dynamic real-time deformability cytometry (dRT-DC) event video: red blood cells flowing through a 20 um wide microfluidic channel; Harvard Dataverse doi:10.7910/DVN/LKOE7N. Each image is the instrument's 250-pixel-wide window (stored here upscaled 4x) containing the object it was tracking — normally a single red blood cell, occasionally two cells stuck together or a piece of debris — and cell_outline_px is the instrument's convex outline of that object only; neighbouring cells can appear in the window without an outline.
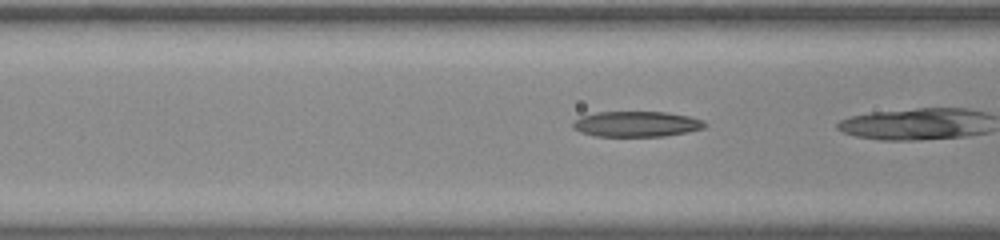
{"species": "common noctule bat (a hibernating species)", "species_latin": "Nyctalus noctula", "temperature_condition": "room temperature", "stored_images_in_passage": 14, "camera_frame_rate_fps": 3000, "um_per_image_px": 0.085, "animal": {"sex": "male", "body_mass_g": 20.0, "forearm_length_mm": 53.3}, "frame": {"image": 1, "passage_image": 11, "time_ms": 3.333, "image_size_px": [1000, 240], "cell_outline_px": [[708, 124], [704, 128], [664, 136], [596, 136], [580, 132], [572, 128], [572, 124], [580, 116], [596, 112], [668, 112], [688, 116], [704, 120]], "centroid_in_image_um": [54.09, 10.54], "position_along_channel_um": 112.5, "area_um2": 19.59}}